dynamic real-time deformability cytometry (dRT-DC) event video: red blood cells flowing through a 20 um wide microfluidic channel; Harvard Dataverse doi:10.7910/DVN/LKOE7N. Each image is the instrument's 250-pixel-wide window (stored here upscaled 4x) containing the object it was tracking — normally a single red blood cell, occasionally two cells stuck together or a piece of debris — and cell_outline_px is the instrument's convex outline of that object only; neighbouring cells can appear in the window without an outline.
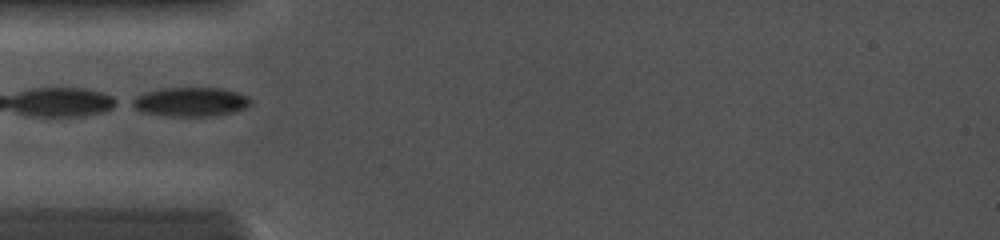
{"species": "common noctule bat (a hibernating species)", "species_latin": "Nyctalus noctula", "temperature_condition": "cold", "stored_images_in_passage": 3, "camera_frame_rate_fps": 5000, "um_per_image_px": 0.085, "animal": {"sex": "female", "body_mass_g": 19.0, "forearm_length_mm": 56.7}, "frame": {"image": 1, "passage_image": 1, "time_ms": 0.0, "image_size_px": [1000, 240], "cell_outline_px": [[252, 104], [244, 108], [232, 112], [216, 116], [168, 116], [140, 112], [128, 104], [128, 100], [136, 96], [160, 88], [224, 88], [248, 96], [252, 100]], "centroid_in_image_um": [16.16, 8.66], "position_along_channel_um": 68.8, "area_um2": 20.4}}
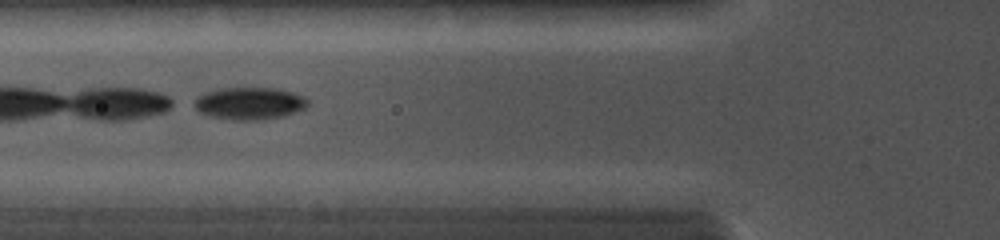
{"frame": {"image": 2, "passage_image": 2, "time_ms": 0.8, "image_size_px": [1000, 240], "cell_outline_px": [[308, 104], [304, 108], [284, 116], [256, 120], [236, 120], [212, 116], [200, 112], [196, 108], [196, 96], [204, 92], [220, 88], [276, 88], [292, 92], [304, 96], [308, 100]], "centroid_in_image_um": [21.22, 8.77], "position_along_channel_um": 104.6, "area_um2": 21.15}}